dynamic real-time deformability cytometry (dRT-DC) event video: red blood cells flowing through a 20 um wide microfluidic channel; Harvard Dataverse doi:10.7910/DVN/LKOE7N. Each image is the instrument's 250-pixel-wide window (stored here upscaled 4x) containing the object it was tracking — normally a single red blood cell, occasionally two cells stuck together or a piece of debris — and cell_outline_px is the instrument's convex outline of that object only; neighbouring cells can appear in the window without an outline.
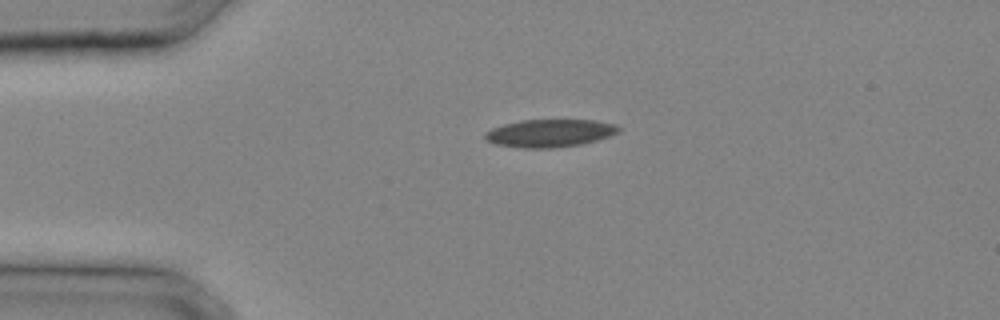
{"species": "common noctule bat (a hibernating species)", "species_latin": "Nyctalus noctula", "temperature_condition": "cold", "stored_images_in_passage": 26, "camera_frame_rate_fps": 3000, "um_per_image_px": 0.085, "animal": {"sex": "male", "body_mass_g": 20.4}, "frame": {"image": 1, "passage_image": 3, "time_ms": 0.667, "image_size_px": [1000, 320], "cell_outline_px": [[620, 132], [596, 140], [580, 144], [552, 148], [520, 148], [496, 144], [484, 140], [484, 132], [492, 128], [504, 124], [520, 120], [596, 120], [616, 124], [620, 128]], "centroid_in_image_um": [46.7, 11.31], "position_along_channel_um": 38.3, "area_um2": 21.68}}
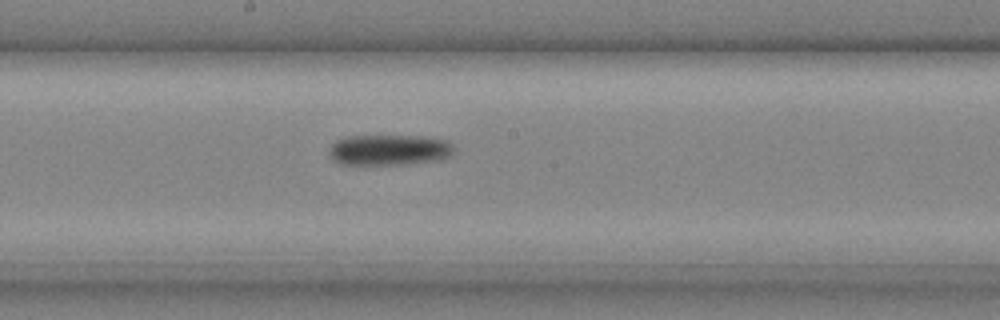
{"frame": {"image": 2, "passage_image": 13, "time_ms": 4.0, "image_size_px": [1000, 320], "cell_outline_px": [[456, 152], [452, 156], [440, 160], [408, 164], [340, 164], [332, 160], [328, 156], [328, 148], [336, 140], [344, 136], [420, 136], [444, 140], [452, 144], [456, 148]], "centroid_in_image_um": [33.08, 12.75], "position_along_channel_um": 215.1, "area_um2": 22.77}}
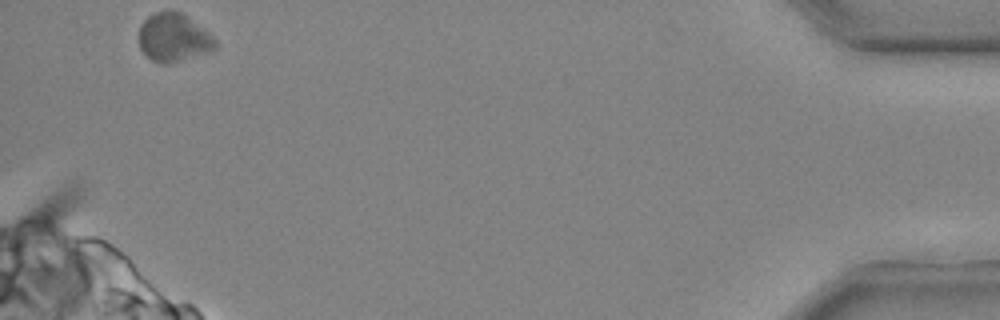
{"frame": {"image": 3, "passage_image": 26, "time_ms": 8.333, "image_size_px": [1000, 320], "cell_outline_px": [[216, 48], [208, 52], [168, 64], [160, 64], [152, 60], [140, 48], [140, 24], [148, 16], [156, 12], [180, 12], [188, 16], [208, 32], [216, 40]], "centroid_in_image_um": [14.76, 3.21], "position_along_channel_um": 420.4, "area_um2": 21.21}}